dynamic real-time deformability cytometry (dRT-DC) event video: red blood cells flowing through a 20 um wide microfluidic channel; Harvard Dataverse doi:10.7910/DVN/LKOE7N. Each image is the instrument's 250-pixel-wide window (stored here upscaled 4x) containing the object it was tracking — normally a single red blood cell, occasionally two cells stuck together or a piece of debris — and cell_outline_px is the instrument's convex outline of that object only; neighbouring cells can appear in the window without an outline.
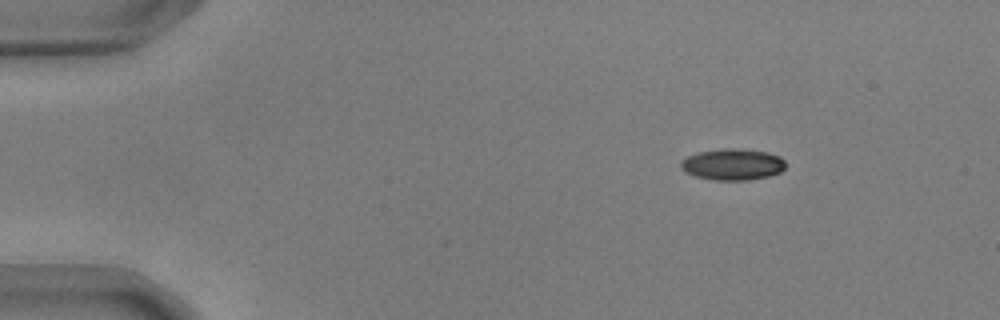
{"species": "common noctule bat (a hibernating species)", "species_latin": "Nyctalus noctula", "temperature_condition": "warm", "stored_images_in_passage": 48, "camera_frame_rate_fps": 3000, "um_per_image_px": 0.085, "animal": {"sex": "male", "body_mass_g": 17.9, "forearm_length_mm": 54.2}, "frame": {"image": 1, "passage_image": 1, "time_ms": 0.0, "image_size_px": [1000, 320], "cell_outline_px": [[784, 168], [780, 172], [768, 176], [748, 180], [712, 180], [696, 176], [684, 172], [680, 168], [680, 160], [696, 152], [724, 148], [732, 148], [768, 152], [780, 156], [784, 160]], "centroid_in_image_um": [62.23, 13.97], "position_along_channel_um": 22.8, "area_um2": 19.25}}
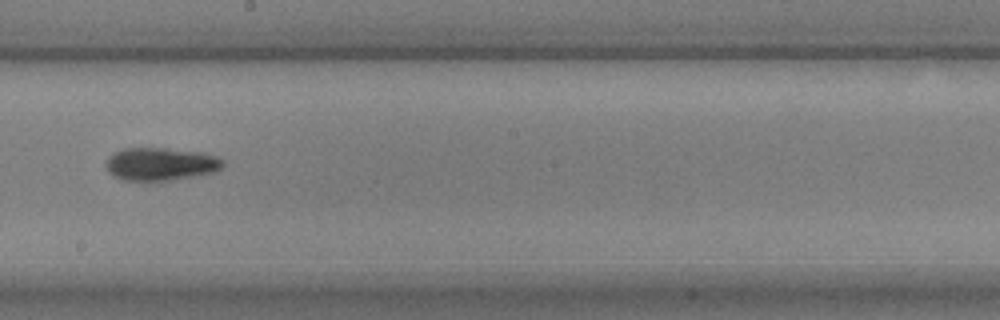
{"frame": {"image": 2, "passage_image": 25, "time_ms": 8.0, "image_size_px": [1000, 320], "cell_outline_px": [[224, 164], [216, 172], [168, 180], [120, 180], [112, 176], [108, 172], [104, 164], [108, 156], [112, 152], [124, 148], [168, 148], [200, 152], [216, 156], [224, 160]], "centroid_in_image_um": [13.6, 13.93], "position_along_channel_um": 234.6, "area_um2": 22.6}}
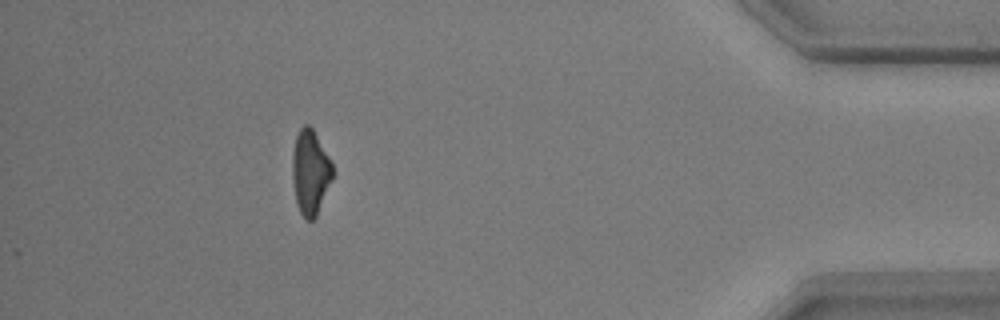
{"frame": {"image": 3, "passage_image": 43, "time_ms": 14.0, "image_size_px": [1000, 320], "cell_outline_px": [[336, 172], [316, 216], [312, 220], [308, 220], [300, 212], [296, 204], [292, 180], [292, 152], [296, 136], [300, 128], [304, 124], [308, 124], [312, 128], [328, 156]], "centroid_in_image_um": [26.38, 14.64], "position_along_channel_um": 408.8, "area_um2": 20.0}, "authors_computed_cell_mechanics": {"area_um2": 20.8369, "velocity_mm_per_s": 3.7046, "shape_relaxation_time_tau1_ms": 4.1462, "shape_relaxation_time_tau2_ms": 3.4505, "deformation_change_tau1": 0.1754, "deformation_change_tau2": 0.1064}}